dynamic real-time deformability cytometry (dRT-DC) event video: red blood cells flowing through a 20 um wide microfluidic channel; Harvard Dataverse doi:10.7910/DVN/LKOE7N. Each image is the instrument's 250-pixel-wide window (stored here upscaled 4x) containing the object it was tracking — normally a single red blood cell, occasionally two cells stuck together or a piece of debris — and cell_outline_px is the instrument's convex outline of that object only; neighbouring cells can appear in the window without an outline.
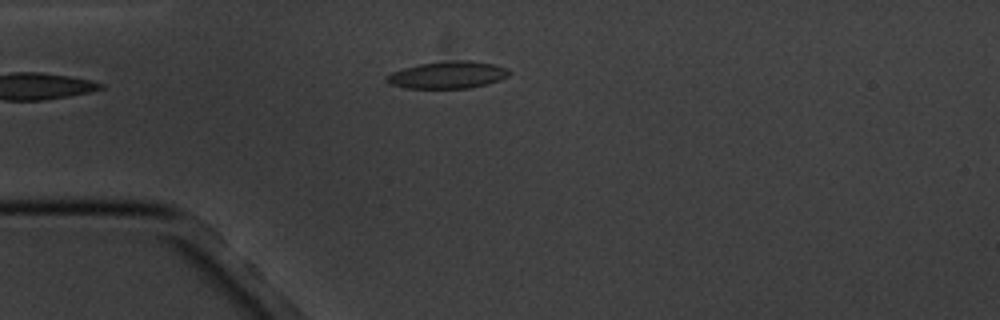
{"species": "common noctule bat (a hibernating species)", "species_latin": "Nyctalus noctula", "temperature_condition": "cold", "stored_images_in_passage": 5, "camera_frame_rate_fps": 3000, "um_per_image_px": 0.085, "animal": {"sex": "male", "body_mass_g": 20.1, "forearm_length_mm": 53.5}, "frame": {"image": 1, "passage_image": 5, "time_ms": 4.667, "image_size_px": [1000, 320], "cell_outline_px": [[512, 72], [508, 76], [500, 80], [488, 84], [468, 88], [404, 88], [388, 84], [384, 80], [384, 76], [392, 72], [404, 68], [420, 64], [448, 60], [472, 60], [496, 64], [508, 68]], "centroid_in_image_um": [38.07, 6.36], "position_along_channel_um": 46.9, "area_um2": 19.77}}